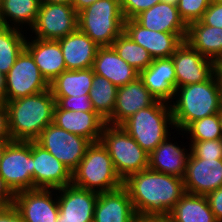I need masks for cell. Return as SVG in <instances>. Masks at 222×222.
<instances>
[{"instance_id": "31", "label": "cell", "mask_w": 222, "mask_h": 222, "mask_svg": "<svg viewBox=\"0 0 222 222\" xmlns=\"http://www.w3.org/2000/svg\"><path fill=\"white\" fill-rule=\"evenodd\" d=\"M26 30L0 26V72L7 74L25 48ZM25 34V36H24Z\"/></svg>"}, {"instance_id": "24", "label": "cell", "mask_w": 222, "mask_h": 222, "mask_svg": "<svg viewBox=\"0 0 222 222\" xmlns=\"http://www.w3.org/2000/svg\"><path fill=\"white\" fill-rule=\"evenodd\" d=\"M66 70L88 69L93 66L99 46L78 28L58 40Z\"/></svg>"}, {"instance_id": "38", "label": "cell", "mask_w": 222, "mask_h": 222, "mask_svg": "<svg viewBox=\"0 0 222 222\" xmlns=\"http://www.w3.org/2000/svg\"><path fill=\"white\" fill-rule=\"evenodd\" d=\"M161 0H120V7L125 20L134 19L142 11L148 10Z\"/></svg>"}, {"instance_id": "29", "label": "cell", "mask_w": 222, "mask_h": 222, "mask_svg": "<svg viewBox=\"0 0 222 222\" xmlns=\"http://www.w3.org/2000/svg\"><path fill=\"white\" fill-rule=\"evenodd\" d=\"M94 79L93 68L65 70L50 82L53 97L89 95Z\"/></svg>"}, {"instance_id": "4", "label": "cell", "mask_w": 222, "mask_h": 222, "mask_svg": "<svg viewBox=\"0 0 222 222\" xmlns=\"http://www.w3.org/2000/svg\"><path fill=\"white\" fill-rule=\"evenodd\" d=\"M121 126L148 154L169 135L176 132L171 105L160 100L147 108L140 109ZM170 128L175 131L170 132Z\"/></svg>"}, {"instance_id": "22", "label": "cell", "mask_w": 222, "mask_h": 222, "mask_svg": "<svg viewBox=\"0 0 222 222\" xmlns=\"http://www.w3.org/2000/svg\"><path fill=\"white\" fill-rule=\"evenodd\" d=\"M137 217L130 196L123 186L98 194L93 222H134Z\"/></svg>"}, {"instance_id": "7", "label": "cell", "mask_w": 222, "mask_h": 222, "mask_svg": "<svg viewBox=\"0 0 222 222\" xmlns=\"http://www.w3.org/2000/svg\"><path fill=\"white\" fill-rule=\"evenodd\" d=\"M100 141L108 150L114 169L122 181L132 174L148 169L149 154L121 125L106 123Z\"/></svg>"}, {"instance_id": "20", "label": "cell", "mask_w": 222, "mask_h": 222, "mask_svg": "<svg viewBox=\"0 0 222 222\" xmlns=\"http://www.w3.org/2000/svg\"><path fill=\"white\" fill-rule=\"evenodd\" d=\"M53 123L70 133L88 139L91 143L100 141L106 124L96 112L65 110L57 104L54 109Z\"/></svg>"}, {"instance_id": "26", "label": "cell", "mask_w": 222, "mask_h": 222, "mask_svg": "<svg viewBox=\"0 0 222 222\" xmlns=\"http://www.w3.org/2000/svg\"><path fill=\"white\" fill-rule=\"evenodd\" d=\"M149 30L166 33H187V25L180 18L177 6L159 2L134 18Z\"/></svg>"}, {"instance_id": "36", "label": "cell", "mask_w": 222, "mask_h": 222, "mask_svg": "<svg viewBox=\"0 0 222 222\" xmlns=\"http://www.w3.org/2000/svg\"><path fill=\"white\" fill-rule=\"evenodd\" d=\"M190 153L200 159H222V138L207 141H189Z\"/></svg>"}, {"instance_id": "3", "label": "cell", "mask_w": 222, "mask_h": 222, "mask_svg": "<svg viewBox=\"0 0 222 222\" xmlns=\"http://www.w3.org/2000/svg\"><path fill=\"white\" fill-rule=\"evenodd\" d=\"M5 104L13 141H35L42 130L53 123L56 101L50 88Z\"/></svg>"}, {"instance_id": "18", "label": "cell", "mask_w": 222, "mask_h": 222, "mask_svg": "<svg viewBox=\"0 0 222 222\" xmlns=\"http://www.w3.org/2000/svg\"><path fill=\"white\" fill-rule=\"evenodd\" d=\"M156 101L138 77L135 81L118 87L114 110L105 122L110 125H121L140 109L147 108Z\"/></svg>"}, {"instance_id": "13", "label": "cell", "mask_w": 222, "mask_h": 222, "mask_svg": "<svg viewBox=\"0 0 222 222\" xmlns=\"http://www.w3.org/2000/svg\"><path fill=\"white\" fill-rule=\"evenodd\" d=\"M13 205L25 222H57V189L35 188L15 194Z\"/></svg>"}, {"instance_id": "49", "label": "cell", "mask_w": 222, "mask_h": 222, "mask_svg": "<svg viewBox=\"0 0 222 222\" xmlns=\"http://www.w3.org/2000/svg\"><path fill=\"white\" fill-rule=\"evenodd\" d=\"M217 71H218L221 81H222V60L217 64Z\"/></svg>"}, {"instance_id": "47", "label": "cell", "mask_w": 222, "mask_h": 222, "mask_svg": "<svg viewBox=\"0 0 222 222\" xmlns=\"http://www.w3.org/2000/svg\"><path fill=\"white\" fill-rule=\"evenodd\" d=\"M12 140H1L0 139V163H1V160H2V156L4 154V151L7 147V145L11 142Z\"/></svg>"}, {"instance_id": "11", "label": "cell", "mask_w": 222, "mask_h": 222, "mask_svg": "<svg viewBox=\"0 0 222 222\" xmlns=\"http://www.w3.org/2000/svg\"><path fill=\"white\" fill-rule=\"evenodd\" d=\"M50 83L44 78L31 54L24 48L6 74L5 102L46 91Z\"/></svg>"}, {"instance_id": "15", "label": "cell", "mask_w": 222, "mask_h": 222, "mask_svg": "<svg viewBox=\"0 0 222 222\" xmlns=\"http://www.w3.org/2000/svg\"><path fill=\"white\" fill-rule=\"evenodd\" d=\"M98 194L73 184L57 189L59 206L57 222H93Z\"/></svg>"}, {"instance_id": "43", "label": "cell", "mask_w": 222, "mask_h": 222, "mask_svg": "<svg viewBox=\"0 0 222 222\" xmlns=\"http://www.w3.org/2000/svg\"><path fill=\"white\" fill-rule=\"evenodd\" d=\"M15 194L6 185L3 178L0 176V207L8 206L14 203Z\"/></svg>"}, {"instance_id": "14", "label": "cell", "mask_w": 222, "mask_h": 222, "mask_svg": "<svg viewBox=\"0 0 222 222\" xmlns=\"http://www.w3.org/2000/svg\"><path fill=\"white\" fill-rule=\"evenodd\" d=\"M124 32L145 48L154 59L170 58L186 40L187 33L152 31L141 26L135 19L124 21Z\"/></svg>"}, {"instance_id": "53", "label": "cell", "mask_w": 222, "mask_h": 222, "mask_svg": "<svg viewBox=\"0 0 222 222\" xmlns=\"http://www.w3.org/2000/svg\"><path fill=\"white\" fill-rule=\"evenodd\" d=\"M220 118H221V127H222V109L220 111Z\"/></svg>"}, {"instance_id": "6", "label": "cell", "mask_w": 222, "mask_h": 222, "mask_svg": "<svg viewBox=\"0 0 222 222\" xmlns=\"http://www.w3.org/2000/svg\"><path fill=\"white\" fill-rule=\"evenodd\" d=\"M120 0H98L78 13V29L99 47L111 46L124 31Z\"/></svg>"}, {"instance_id": "27", "label": "cell", "mask_w": 222, "mask_h": 222, "mask_svg": "<svg viewBox=\"0 0 222 222\" xmlns=\"http://www.w3.org/2000/svg\"><path fill=\"white\" fill-rule=\"evenodd\" d=\"M186 41L216 64L222 60V28L207 26L200 20L192 22L187 27Z\"/></svg>"}, {"instance_id": "12", "label": "cell", "mask_w": 222, "mask_h": 222, "mask_svg": "<svg viewBox=\"0 0 222 222\" xmlns=\"http://www.w3.org/2000/svg\"><path fill=\"white\" fill-rule=\"evenodd\" d=\"M171 58L175 68L176 88L205 82L217 71V64L202 56L186 40Z\"/></svg>"}, {"instance_id": "17", "label": "cell", "mask_w": 222, "mask_h": 222, "mask_svg": "<svg viewBox=\"0 0 222 222\" xmlns=\"http://www.w3.org/2000/svg\"><path fill=\"white\" fill-rule=\"evenodd\" d=\"M183 182L186 192L197 195L222 187V159H200L190 153Z\"/></svg>"}, {"instance_id": "34", "label": "cell", "mask_w": 222, "mask_h": 222, "mask_svg": "<svg viewBox=\"0 0 222 222\" xmlns=\"http://www.w3.org/2000/svg\"><path fill=\"white\" fill-rule=\"evenodd\" d=\"M177 134L186 135L189 141H207L222 138L220 113L213 114L192 122L184 131Z\"/></svg>"}, {"instance_id": "46", "label": "cell", "mask_w": 222, "mask_h": 222, "mask_svg": "<svg viewBox=\"0 0 222 222\" xmlns=\"http://www.w3.org/2000/svg\"><path fill=\"white\" fill-rule=\"evenodd\" d=\"M134 222H170L168 218L137 217Z\"/></svg>"}, {"instance_id": "2", "label": "cell", "mask_w": 222, "mask_h": 222, "mask_svg": "<svg viewBox=\"0 0 222 222\" xmlns=\"http://www.w3.org/2000/svg\"><path fill=\"white\" fill-rule=\"evenodd\" d=\"M170 105L175 129L181 132L196 120L220 113L222 81L218 71L205 82L176 88Z\"/></svg>"}, {"instance_id": "32", "label": "cell", "mask_w": 222, "mask_h": 222, "mask_svg": "<svg viewBox=\"0 0 222 222\" xmlns=\"http://www.w3.org/2000/svg\"><path fill=\"white\" fill-rule=\"evenodd\" d=\"M118 87L103 76L94 74L89 92L94 111L105 121L112 115L116 103Z\"/></svg>"}, {"instance_id": "16", "label": "cell", "mask_w": 222, "mask_h": 222, "mask_svg": "<svg viewBox=\"0 0 222 222\" xmlns=\"http://www.w3.org/2000/svg\"><path fill=\"white\" fill-rule=\"evenodd\" d=\"M33 189H59L72 184V173L47 150L31 141Z\"/></svg>"}, {"instance_id": "25", "label": "cell", "mask_w": 222, "mask_h": 222, "mask_svg": "<svg viewBox=\"0 0 222 222\" xmlns=\"http://www.w3.org/2000/svg\"><path fill=\"white\" fill-rule=\"evenodd\" d=\"M94 74L108 79L117 87L135 81L139 72L116 53L112 46L99 47L93 63Z\"/></svg>"}, {"instance_id": "1", "label": "cell", "mask_w": 222, "mask_h": 222, "mask_svg": "<svg viewBox=\"0 0 222 222\" xmlns=\"http://www.w3.org/2000/svg\"><path fill=\"white\" fill-rule=\"evenodd\" d=\"M138 217L167 218L186 193L183 179L145 169L123 181Z\"/></svg>"}, {"instance_id": "5", "label": "cell", "mask_w": 222, "mask_h": 222, "mask_svg": "<svg viewBox=\"0 0 222 222\" xmlns=\"http://www.w3.org/2000/svg\"><path fill=\"white\" fill-rule=\"evenodd\" d=\"M72 184L97 193L109 192L123 186V181L116 173L112 159L106 147L92 142L72 172Z\"/></svg>"}, {"instance_id": "44", "label": "cell", "mask_w": 222, "mask_h": 222, "mask_svg": "<svg viewBox=\"0 0 222 222\" xmlns=\"http://www.w3.org/2000/svg\"><path fill=\"white\" fill-rule=\"evenodd\" d=\"M96 1L98 0H73L71 5L76 10V12L79 13Z\"/></svg>"}, {"instance_id": "10", "label": "cell", "mask_w": 222, "mask_h": 222, "mask_svg": "<svg viewBox=\"0 0 222 222\" xmlns=\"http://www.w3.org/2000/svg\"><path fill=\"white\" fill-rule=\"evenodd\" d=\"M78 13L71 4L41 2L37 18L29 32L31 38L59 40L78 28Z\"/></svg>"}, {"instance_id": "51", "label": "cell", "mask_w": 222, "mask_h": 222, "mask_svg": "<svg viewBox=\"0 0 222 222\" xmlns=\"http://www.w3.org/2000/svg\"><path fill=\"white\" fill-rule=\"evenodd\" d=\"M213 3H222V0H211Z\"/></svg>"}, {"instance_id": "39", "label": "cell", "mask_w": 222, "mask_h": 222, "mask_svg": "<svg viewBox=\"0 0 222 222\" xmlns=\"http://www.w3.org/2000/svg\"><path fill=\"white\" fill-rule=\"evenodd\" d=\"M200 21L207 26L222 28V3L211 2Z\"/></svg>"}, {"instance_id": "37", "label": "cell", "mask_w": 222, "mask_h": 222, "mask_svg": "<svg viewBox=\"0 0 222 222\" xmlns=\"http://www.w3.org/2000/svg\"><path fill=\"white\" fill-rule=\"evenodd\" d=\"M56 104L65 110L95 112L89 98V95L80 97H54Z\"/></svg>"}, {"instance_id": "52", "label": "cell", "mask_w": 222, "mask_h": 222, "mask_svg": "<svg viewBox=\"0 0 222 222\" xmlns=\"http://www.w3.org/2000/svg\"><path fill=\"white\" fill-rule=\"evenodd\" d=\"M2 25V21H1V0H0V26Z\"/></svg>"}, {"instance_id": "40", "label": "cell", "mask_w": 222, "mask_h": 222, "mask_svg": "<svg viewBox=\"0 0 222 222\" xmlns=\"http://www.w3.org/2000/svg\"><path fill=\"white\" fill-rule=\"evenodd\" d=\"M207 200L217 222H222V187L209 192Z\"/></svg>"}, {"instance_id": "48", "label": "cell", "mask_w": 222, "mask_h": 222, "mask_svg": "<svg viewBox=\"0 0 222 222\" xmlns=\"http://www.w3.org/2000/svg\"><path fill=\"white\" fill-rule=\"evenodd\" d=\"M73 0H41V2L59 3V4H72Z\"/></svg>"}, {"instance_id": "19", "label": "cell", "mask_w": 222, "mask_h": 222, "mask_svg": "<svg viewBox=\"0 0 222 222\" xmlns=\"http://www.w3.org/2000/svg\"><path fill=\"white\" fill-rule=\"evenodd\" d=\"M144 86L156 98L171 103L175 97L176 74L172 58L154 59L153 62L139 73Z\"/></svg>"}, {"instance_id": "42", "label": "cell", "mask_w": 222, "mask_h": 222, "mask_svg": "<svg viewBox=\"0 0 222 222\" xmlns=\"http://www.w3.org/2000/svg\"><path fill=\"white\" fill-rule=\"evenodd\" d=\"M0 139L12 140L9 130L8 111L5 102H0Z\"/></svg>"}, {"instance_id": "8", "label": "cell", "mask_w": 222, "mask_h": 222, "mask_svg": "<svg viewBox=\"0 0 222 222\" xmlns=\"http://www.w3.org/2000/svg\"><path fill=\"white\" fill-rule=\"evenodd\" d=\"M35 142L64 164L72 173L85 156L91 142L54 123L47 125Z\"/></svg>"}, {"instance_id": "35", "label": "cell", "mask_w": 222, "mask_h": 222, "mask_svg": "<svg viewBox=\"0 0 222 222\" xmlns=\"http://www.w3.org/2000/svg\"><path fill=\"white\" fill-rule=\"evenodd\" d=\"M210 3L211 0H179L177 4L179 16L188 26L202 18Z\"/></svg>"}, {"instance_id": "21", "label": "cell", "mask_w": 222, "mask_h": 222, "mask_svg": "<svg viewBox=\"0 0 222 222\" xmlns=\"http://www.w3.org/2000/svg\"><path fill=\"white\" fill-rule=\"evenodd\" d=\"M174 136L175 135L171 138V135H169V137L149 154L148 168L156 172L174 175L183 179L190 155V145L189 147L188 145L184 146L182 142L178 145L177 141L173 143L172 140Z\"/></svg>"}, {"instance_id": "50", "label": "cell", "mask_w": 222, "mask_h": 222, "mask_svg": "<svg viewBox=\"0 0 222 222\" xmlns=\"http://www.w3.org/2000/svg\"><path fill=\"white\" fill-rule=\"evenodd\" d=\"M178 1L179 0H161V2H165V3H168V4L175 5V6H177Z\"/></svg>"}, {"instance_id": "33", "label": "cell", "mask_w": 222, "mask_h": 222, "mask_svg": "<svg viewBox=\"0 0 222 222\" xmlns=\"http://www.w3.org/2000/svg\"><path fill=\"white\" fill-rule=\"evenodd\" d=\"M111 46L120 58L139 73L153 62L150 53L134 42L124 31L115 39Z\"/></svg>"}, {"instance_id": "41", "label": "cell", "mask_w": 222, "mask_h": 222, "mask_svg": "<svg viewBox=\"0 0 222 222\" xmlns=\"http://www.w3.org/2000/svg\"><path fill=\"white\" fill-rule=\"evenodd\" d=\"M0 222H25L23 216L12 204L0 207Z\"/></svg>"}, {"instance_id": "28", "label": "cell", "mask_w": 222, "mask_h": 222, "mask_svg": "<svg viewBox=\"0 0 222 222\" xmlns=\"http://www.w3.org/2000/svg\"><path fill=\"white\" fill-rule=\"evenodd\" d=\"M170 222H217L206 195L186 192L167 217Z\"/></svg>"}, {"instance_id": "30", "label": "cell", "mask_w": 222, "mask_h": 222, "mask_svg": "<svg viewBox=\"0 0 222 222\" xmlns=\"http://www.w3.org/2000/svg\"><path fill=\"white\" fill-rule=\"evenodd\" d=\"M40 4L41 0H1L2 26L15 27L22 30L29 26L26 29V33L29 34L27 31L35 23Z\"/></svg>"}, {"instance_id": "9", "label": "cell", "mask_w": 222, "mask_h": 222, "mask_svg": "<svg viewBox=\"0 0 222 222\" xmlns=\"http://www.w3.org/2000/svg\"><path fill=\"white\" fill-rule=\"evenodd\" d=\"M0 176L14 193L33 189L31 141H11L2 156Z\"/></svg>"}, {"instance_id": "45", "label": "cell", "mask_w": 222, "mask_h": 222, "mask_svg": "<svg viewBox=\"0 0 222 222\" xmlns=\"http://www.w3.org/2000/svg\"><path fill=\"white\" fill-rule=\"evenodd\" d=\"M6 96V74L0 72V102H5Z\"/></svg>"}, {"instance_id": "23", "label": "cell", "mask_w": 222, "mask_h": 222, "mask_svg": "<svg viewBox=\"0 0 222 222\" xmlns=\"http://www.w3.org/2000/svg\"><path fill=\"white\" fill-rule=\"evenodd\" d=\"M29 34L25 49L31 54L44 78L50 83L66 70L65 61L58 40L32 38Z\"/></svg>"}]
</instances>
